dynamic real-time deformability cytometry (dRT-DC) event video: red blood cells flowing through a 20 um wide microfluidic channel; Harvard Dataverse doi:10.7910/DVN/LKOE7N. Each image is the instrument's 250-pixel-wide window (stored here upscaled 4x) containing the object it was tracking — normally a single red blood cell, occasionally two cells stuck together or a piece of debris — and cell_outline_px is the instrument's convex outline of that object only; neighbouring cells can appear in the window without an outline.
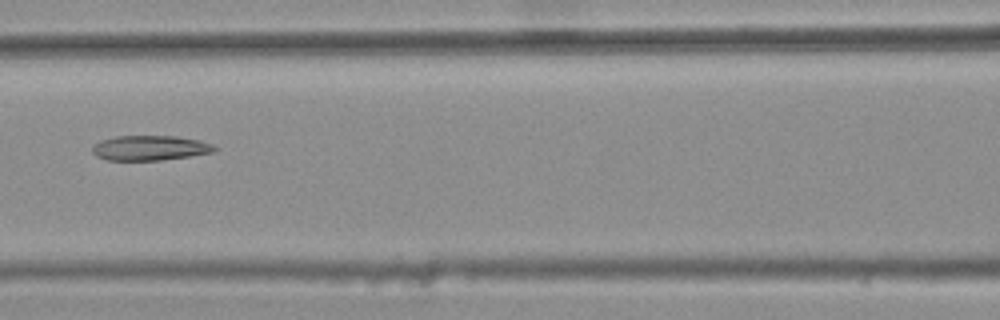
{"species": "common noctule bat (a hibernating species)", "species_latin": "Nyctalus noctula", "temperature_condition": "warm", "stored_images_in_passage": 7, "camera_frame_rate_fps": 3000, "um_per_image_px": 0.085, "animal": {"sex": "female", "body_mass_g": 25.1}, "frame": {"image": 1, "passage_image": 5, "time_ms": 1.333, "image_size_px": [1000, 320], "cell_outline_px": [[220, 148], [212, 152], [188, 156], [160, 160], [108, 160], [96, 156], [92, 152], [92, 144], [100, 140], [116, 136], [176, 136], [200, 140], [212, 144]], "centroid_in_image_um": [12.73, 12.57], "position_along_channel_um": 153.9, "area_um2": 17.8}}
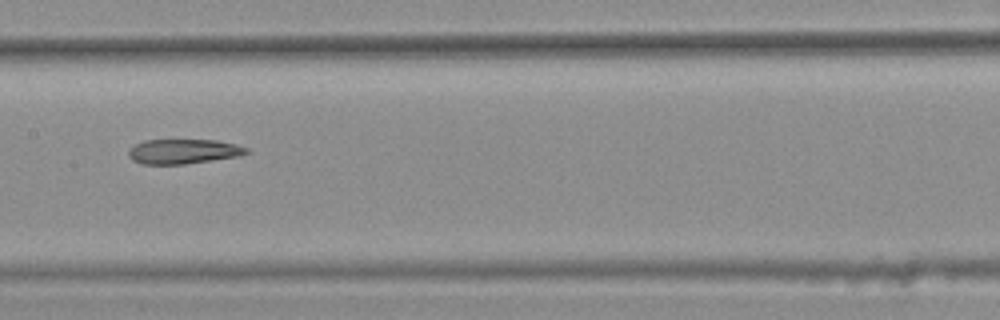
{"frame": {"image": 2, "passage_image": 6, "time_ms": 1.667, "image_size_px": [1000, 320], "cell_outline_px": [[252, 152], [240, 156], [184, 164], [144, 164], [132, 160], [128, 156], [128, 148], [144, 140], [216, 140], [236, 144], [248, 148]], "centroid_in_image_um": [15.6, 12.87], "position_along_channel_um": 191.8, "area_um2": 17.11}}
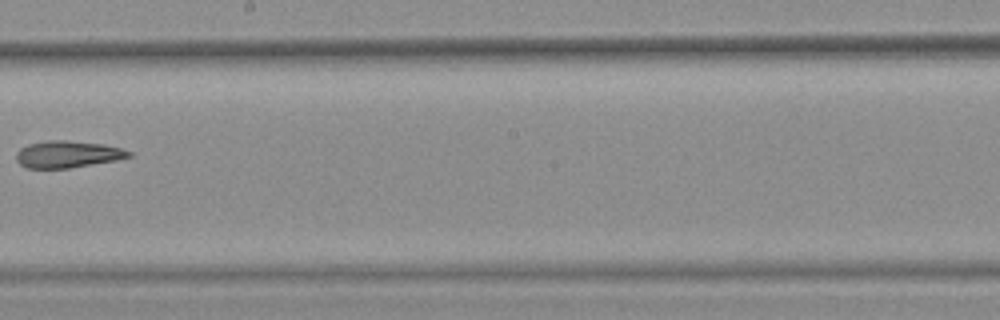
{"frame": {"image": 3, "passage_image": 7, "time_ms": 2.0, "image_size_px": [1000, 320], "cell_outline_px": [[132, 156], [116, 160], [68, 168], [28, 168], [20, 164], [16, 160], [16, 152], [20, 148], [28, 144], [48, 140], [64, 140], [104, 144], [120, 148], [132, 152]], "centroid_in_image_um": [5.73, 13.11], "position_along_channel_um": 242.5, "area_um2": 17.57}}